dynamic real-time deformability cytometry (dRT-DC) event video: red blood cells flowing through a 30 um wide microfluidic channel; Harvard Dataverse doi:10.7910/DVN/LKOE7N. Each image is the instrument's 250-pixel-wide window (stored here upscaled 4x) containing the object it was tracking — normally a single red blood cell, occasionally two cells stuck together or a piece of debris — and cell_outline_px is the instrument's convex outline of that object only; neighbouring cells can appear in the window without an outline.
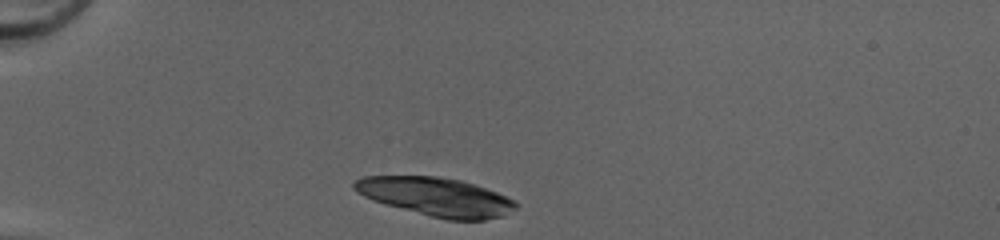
{"species": "common noctule bat (a hibernating species)", "species_latin": "Nyctalus noctula", "temperature_condition": "cold", "stored_images_in_passage": 32, "camera_frame_rate_fps": 3000, "um_per_image_px": 0.085, "animal": {"sex": "female", "body_mass_g": 20.0, "forearm_length_mm": 54.0}, "frame": {"image": 1, "passage_image": 1, "time_ms": 0.0, "image_size_px": [1000, 240], "cell_outline_px": [[520, 204], [516, 208], [504, 216], [484, 220], [448, 220], [384, 204], [372, 200], [364, 196], [352, 188], [352, 184], [356, 180], [364, 176], [436, 176], [460, 180], [496, 192]], "centroid_in_image_um": [37.06, 16.73], "position_along_channel_um": 47.9, "area_um2": 36.01}}